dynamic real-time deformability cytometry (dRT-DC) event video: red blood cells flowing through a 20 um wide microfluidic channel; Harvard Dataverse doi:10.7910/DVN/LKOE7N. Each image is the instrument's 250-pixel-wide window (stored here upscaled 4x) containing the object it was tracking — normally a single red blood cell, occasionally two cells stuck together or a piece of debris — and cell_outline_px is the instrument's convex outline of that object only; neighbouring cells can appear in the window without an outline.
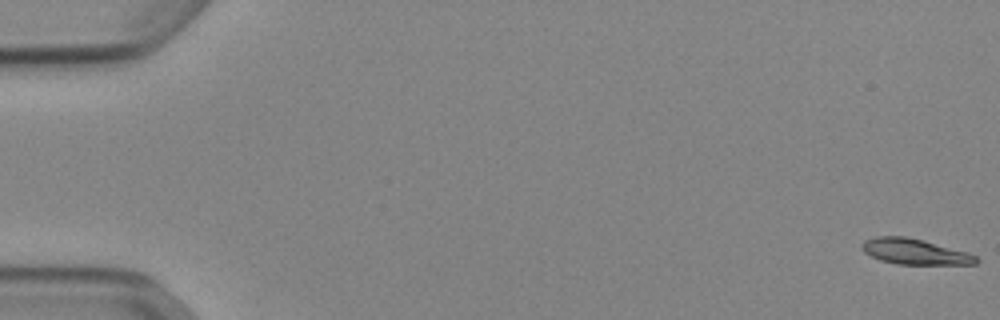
{"species": "Egyptian fruit bat (a non-hibernating species)", "species_latin": "Rousettus aegyptiacus", "temperature_condition": "cold", "stored_images_in_passage": 53, "camera_frame_rate_fps": 3000, "um_per_image_px": 0.085, "animal": {"sex": "female"}, "frame": {"image": 1, "passage_image": 1, "time_ms": 0.0, "image_size_px": [1000, 320], "cell_outline_px": [[980, 260], [976, 264], [896, 264], [880, 260], [864, 252], [860, 248], [860, 244], [864, 240], [876, 236], [904, 236], [924, 240], [968, 252], [976, 256]], "centroid_in_image_um": [77.73, 21.38], "position_along_channel_um": 7.3, "area_um2": 17.17}}
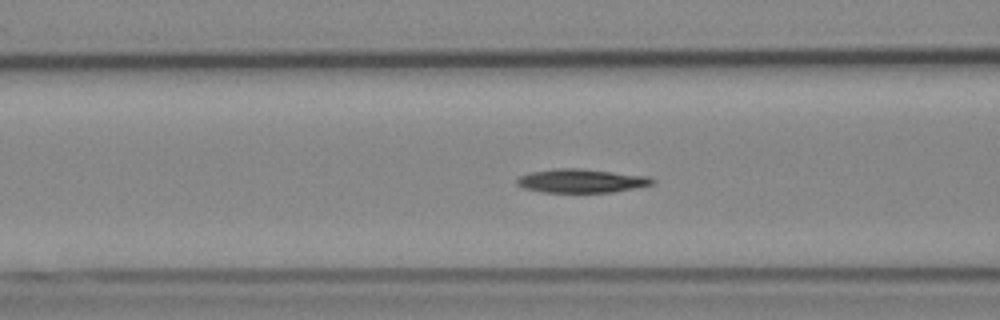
{"frame": {"image": 2, "passage_image": 22, "time_ms": 7.0, "image_size_px": [1000, 320], "cell_outline_px": [[656, 180], [652, 184], [612, 192], [544, 192], [524, 188], [516, 184], [516, 180], [520, 176], [528, 172], [556, 168], [580, 168], [648, 176]], "centroid_in_image_um": [49.37, 15.36], "position_along_channel_um": 117.2, "area_um2": 18.61}}
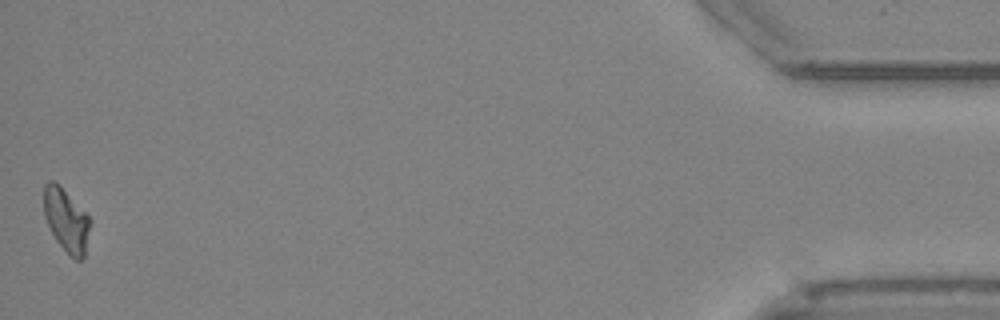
{"frame": {"image": 3, "passage_image": 53, "time_ms": 17.333, "image_size_px": [1000, 320], "cell_outline_px": [[88, 228], [84, 256], [80, 260], [76, 260], [68, 256], [56, 240], [44, 216], [44, 184], [48, 180], [52, 180], [60, 184], [88, 216]], "centroid_in_image_um": [5.58, 18.69], "position_along_channel_um": 429.6, "area_um2": 16.7}}